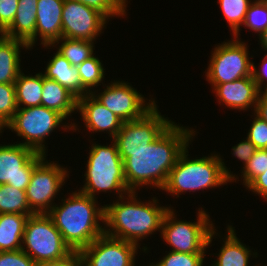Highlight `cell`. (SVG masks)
<instances>
[{
  "instance_id": "1",
  "label": "cell",
  "mask_w": 267,
  "mask_h": 266,
  "mask_svg": "<svg viewBox=\"0 0 267 266\" xmlns=\"http://www.w3.org/2000/svg\"><path fill=\"white\" fill-rule=\"evenodd\" d=\"M180 125L174 121L144 149L118 151L123 160L124 177L130 191L137 192L145 186L148 189L155 187V190H162L180 154L192 144L199 133L194 128Z\"/></svg>"
},
{
  "instance_id": "2",
  "label": "cell",
  "mask_w": 267,
  "mask_h": 266,
  "mask_svg": "<svg viewBox=\"0 0 267 266\" xmlns=\"http://www.w3.org/2000/svg\"><path fill=\"white\" fill-rule=\"evenodd\" d=\"M137 193L131 191L112 204H104V234L141 246L140 241L161 233L164 216L172 206H161L158 197L143 202Z\"/></svg>"
},
{
  "instance_id": "3",
  "label": "cell",
  "mask_w": 267,
  "mask_h": 266,
  "mask_svg": "<svg viewBox=\"0 0 267 266\" xmlns=\"http://www.w3.org/2000/svg\"><path fill=\"white\" fill-rule=\"evenodd\" d=\"M68 194L47 214L71 250L81 251L104 234L105 206L79 190Z\"/></svg>"
},
{
  "instance_id": "4",
  "label": "cell",
  "mask_w": 267,
  "mask_h": 266,
  "mask_svg": "<svg viewBox=\"0 0 267 266\" xmlns=\"http://www.w3.org/2000/svg\"><path fill=\"white\" fill-rule=\"evenodd\" d=\"M189 146L180 154L176 165L168 174L167 181L162 188L169 196L179 198L187 192L215 189L231 183L236 175L225 164L220 153L190 159Z\"/></svg>"
},
{
  "instance_id": "5",
  "label": "cell",
  "mask_w": 267,
  "mask_h": 266,
  "mask_svg": "<svg viewBox=\"0 0 267 266\" xmlns=\"http://www.w3.org/2000/svg\"><path fill=\"white\" fill-rule=\"evenodd\" d=\"M110 144L101 145L90 140L89 156L84 173V185L79 191L98 199L96 194L113 193L117 198L131 192L124 177L123 160L119 155L117 145L110 139ZM93 142V143H91Z\"/></svg>"
},
{
  "instance_id": "6",
  "label": "cell",
  "mask_w": 267,
  "mask_h": 266,
  "mask_svg": "<svg viewBox=\"0 0 267 266\" xmlns=\"http://www.w3.org/2000/svg\"><path fill=\"white\" fill-rule=\"evenodd\" d=\"M198 209L196 210L197 219H194L196 221L193 220V222L179 220L174 207H170L166 212L160 237L171 247V251L187 254H207L208 251L206 250L209 246H212L213 239L221 234L215 229V223L210 218V214L202 207Z\"/></svg>"
},
{
  "instance_id": "7",
  "label": "cell",
  "mask_w": 267,
  "mask_h": 266,
  "mask_svg": "<svg viewBox=\"0 0 267 266\" xmlns=\"http://www.w3.org/2000/svg\"><path fill=\"white\" fill-rule=\"evenodd\" d=\"M64 121H67V123ZM70 122V118L68 122V120L57 111L40 105L17 109L14 117L4 129L11 130V132L23 138V141H17L15 143L29 147L37 153L48 156V146L45 145V141L50 137L52 132L56 131L55 129L58 130L60 127L65 132H69L70 130L73 132L78 130V132H80L78 123Z\"/></svg>"
},
{
  "instance_id": "8",
  "label": "cell",
  "mask_w": 267,
  "mask_h": 266,
  "mask_svg": "<svg viewBox=\"0 0 267 266\" xmlns=\"http://www.w3.org/2000/svg\"><path fill=\"white\" fill-rule=\"evenodd\" d=\"M248 44L232 36L212 48L208 67L205 70L209 84H222L252 76V62Z\"/></svg>"
},
{
  "instance_id": "9",
  "label": "cell",
  "mask_w": 267,
  "mask_h": 266,
  "mask_svg": "<svg viewBox=\"0 0 267 266\" xmlns=\"http://www.w3.org/2000/svg\"><path fill=\"white\" fill-rule=\"evenodd\" d=\"M21 249L37 264L61 259L72 251L47 213L28 217Z\"/></svg>"
},
{
  "instance_id": "10",
  "label": "cell",
  "mask_w": 267,
  "mask_h": 266,
  "mask_svg": "<svg viewBox=\"0 0 267 266\" xmlns=\"http://www.w3.org/2000/svg\"><path fill=\"white\" fill-rule=\"evenodd\" d=\"M46 158L47 156L34 167L30 183L26 188L28 205L35 214L48 213L52 209L55 205L53 201L58 198L56 196L70 175L67 166Z\"/></svg>"
},
{
  "instance_id": "11",
  "label": "cell",
  "mask_w": 267,
  "mask_h": 266,
  "mask_svg": "<svg viewBox=\"0 0 267 266\" xmlns=\"http://www.w3.org/2000/svg\"><path fill=\"white\" fill-rule=\"evenodd\" d=\"M102 86V91L97 89L91 94L123 122L141 118L157 103L152 96L145 99L128 81L111 80Z\"/></svg>"
},
{
  "instance_id": "12",
  "label": "cell",
  "mask_w": 267,
  "mask_h": 266,
  "mask_svg": "<svg viewBox=\"0 0 267 266\" xmlns=\"http://www.w3.org/2000/svg\"><path fill=\"white\" fill-rule=\"evenodd\" d=\"M156 104L144 116L123 122L113 138L118 151L144 149L155 141L174 121L160 113Z\"/></svg>"
},
{
  "instance_id": "13",
  "label": "cell",
  "mask_w": 267,
  "mask_h": 266,
  "mask_svg": "<svg viewBox=\"0 0 267 266\" xmlns=\"http://www.w3.org/2000/svg\"><path fill=\"white\" fill-rule=\"evenodd\" d=\"M45 156L21 144H0V185L9 184L26 191L34 167Z\"/></svg>"
},
{
  "instance_id": "14",
  "label": "cell",
  "mask_w": 267,
  "mask_h": 266,
  "mask_svg": "<svg viewBox=\"0 0 267 266\" xmlns=\"http://www.w3.org/2000/svg\"><path fill=\"white\" fill-rule=\"evenodd\" d=\"M139 249L145 254L149 252L147 245L140 248L135 243L103 234L80 253L85 266H136Z\"/></svg>"
},
{
  "instance_id": "15",
  "label": "cell",
  "mask_w": 267,
  "mask_h": 266,
  "mask_svg": "<svg viewBox=\"0 0 267 266\" xmlns=\"http://www.w3.org/2000/svg\"><path fill=\"white\" fill-rule=\"evenodd\" d=\"M109 21L98 11L75 1H64L62 37L96 42ZM105 28V29H104Z\"/></svg>"
},
{
  "instance_id": "16",
  "label": "cell",
  "mask_w": 267,
  "mask_h": 266,
  "mask_svg": "<svg viewBox=\"0 0 267 266\" xmlns=\"http://www.w3.org/2000/svg\"><path fill=\"white\" fill-rule=\"evenodd\" d=\"M210 86L220 106L225 105L239 112L249 111L250 108H252L251 111H255L260 90L252 76L228 83L210 84Z\"/></svg>"
},
{
  "instance_id": "17",
  "label": "cell",
  "mask_w": 267,
  "mask_h": 266,
  "mask_svg": "<svg viewBox=\"0 0 267 266\" xmlns=\"http://www.w3.org/2000/svg\"><path fill=\"white\" fill-rule=\"evenodd\" d=\"M77 112L88 133L107 132L111 139L121 129L123 121L103 106L91 93L78 98Z\"/></svg>"
},
{
  "instance_id": "18",
  "label": "cell",
  "mask_w": 267,
  "mask_h": 266,
  "mask_svg": "<svg viewBox=\"0 0 267 266\" xmlns=\"http://www.w3.org/2000/svg\"><path fill=\"white\" fill-rule=\"evenodd\" d=\"M63 4L64 0H38L35 44L40 39L42 46L53 45L62 37Z\"/></svg>"
},
{
  "instance_id": "19",
  "label": "cell",
  "mask_w": 267,
  "mask_h": 266,
  "mask_svg": "<svg viewBox=\"0 0 267 266\" xmlns=\"http://www.w3.org/2000/svg\"><path fill=\"white\" fill-rule=\"evenodd\" d=\"M225 231L227 234L223 238H221L222 235L218 236L223 241L219 252L215 254L217 258L208 266H250L251 257L256 259L259 256L257 250L255 252L254 249L253 252L249 246L241 242L242 240L236 236L237 233L233 225L228 224ZM252 264L256 266L254 263Z\"/></svg>"
},
{
  "instance_id": "20",
  "label": "cell",
  "mask_w": 267,
  "mask_h": 266,
  "mask_svg": "<svg viewBox=\"0 0 267 266\" xmlns=\"http://www.w3.org/2000/svg\"><path fill=\"white\" fill-rule=\"evenodd\" d=\"M37 3L38 0H18V8L14 20L4 31L6 37L25 42L30 50L36 46Z\"/></svg>"
},
{
  "instance_id": "21",
  "label": "cell",
  "mask_w": 267,
  "mask_h": 266,
  "mask_svg": "<svg viewBox=\"0 0 267 266\" xmlns=\"http://www.w3.org/2000/svg\"><path fill=\"white\" fill-rule=\"evenodd\" d=\"M52 56L46 63L45 72H42L44 77L55 80L77 98L86 95L88 92L81 85L76 67L72 66L57 50Z\"/></svg>"
},
{
  "instance_id": "22",
  "label": "cell",
  "mask_w": 267,
  "mask_h": 266,
  "mask_svg": "<svg viewBox=\"0 0 267 266\" xmlns=\"http://www.w3.org/2000/svg\"><path fill=\"white\" fill-rule=\"evenodd\" d=\"M78 98L67 88L43 75L41 106L60 113L65 119L77 113Z\"/></svg>"
},
{
  "instance_id": "23",
  "label": "cell",
  "mask_w": 267,
  "mask_h": 266,
  "mask_svg": "<svg viewBox=\"0 0 267 266\" xmlns=\"http://www.w3.org/2000/svg\"><path fill=\"white\" fill-rule=\"evenodd\" d=\"M30 50L20 40L4 37L0 40V84H14L21 69V49Z\"/></svg>"
},
{
  "instance_id": "24",
  "label": "cell",
  "mask_w": 267,
  "mask_h": 266,
  "mask_svg": "<svg viewBox=\"0 0 267 266\" xmlns=\"http://www.w3.org/2000/svg\"><path fill=\"white\" fill-rule=\"evenodd\" d=\"M14 85L18 109L41 105L43 91L42 72H38L34 76L30 73L25 75L22 69Z\"/></svg>"
},
{
  "instance_id": "25",
  "label": "cell",
  "mask_w": 267,
  "mask_h": 266,
  "mask_svg": "<svg viewBox=\"0 0 267 266\" xmlns=\"http://www.w3.org/2000/svg\"><path fill=\"white\" fill-rule=\"evenodd\" d=\"M28 215L0 214V252L21 249Z\"/></svg>"
},
{
  "instance_id": "26",
  "label": "cell",
  "mask_w": 267,
  "mask_h": 266,
  "mask_svg": "<svg viewBox=\"0 0 267 266\" xmlns=\"http://www.w3.org/2000/svg\"><path fill=\"white\" fill-rule=\"evenodd\" d=\"M96 42L61 37L53 45L42 46L44 49H55L65 57L72 66H78L94 54ZM54 47V48H53Z\"/></svg>"
},
{
  "instance_id": "27",
  "label": "cell",
  "mask_w": 267,
  "mask_h": 266,
  "mask_svg": "<svg viewBox=\"0 0 267 266\" xmlns=\"http://www.w3.org/2000/svg\"><path fill=\"white\" fill-rule=\"evenodd\" d=\"M18 213L31 216L35 214L29 207L26 191L9 184L0 185V214Z\"/></svg>"
},
{
  "instance_id": "28",
  "label": "cell",
  "mask_w": 267,
  "mask_h": 266,
  "mask_svg": "<svg viewBox=\"0 0 267 266\" xmlns=\"http://www.w3.org/2000/svg\"><path fill=\"white\" fill-rule=\"evenodd\" d=\"M95 54L76 66L81 85L88 93H92L98 86L105 84L106 69H104L103 61L95 56Z\"/></svg>"
},
{
  "instance_id": "29",
  "label": "cell",
  "mask_w": 267,
  "mask_h": 266,
  "mask_svg": "<svg viewBox=\"0 0 267 266\" xmlns=\"http://www.w3.org/2000/svg\"><path fill=\"white\" fill-rule=\"evenodd\" d=\"M254 0H218L224 19L227 21L232 36L241 39L239 32L245 20L250 4Z\"/></svg>"
},
{
  "instance_id": "30",
  "label": "cell",
  "mask_w": 267,
  "mask_h": 266,
  "mask_svg": "<svg viewBox=\"0 0 267 266\" xmlns=\"http://www.w3.org/2000/svg\"><path fill=\"white\" fill-rule=\"evenodd\" d=\"M75 1L101 13L108 21L110 18L127 16L128 0H64Z\"/></svg>"
},
{
  "instance_id": "31",
  "label": "cell",
  "mask_w": 267,
  "mask_h": 266,
  "mask_svg": "<svg viewBox=\"0 0 267 266\" xmlns=\"http://www.w3.org/2000/svg\"><path fill=\"white\" fill-rule=\"evenodd\" d=\"M267 169V149H256L252 158L247 162L244 168H241L239 176L241 180H239L238 174L233 177L232 182L241 181L246 187L255 177L259 174H262ZM238 179V180H237ZM237 180V181H236Z\"/></svg>"
},
{
  "instance_id": "32",
  "label": "cell",
  "mask_w": 267,
  "mask_h": 266,
  "mask_svg": "<svg viewBox=\"0 0 267 266\" xmlns=\"http://www.w3.org/2000/svg\"><path fill=\"white\" fill-rule=\"evenodd\" d=\"M242 26L258 36L267 29V0H254L250 4Z\"/></svg>"
},
{
  "instance_id": "33",
  "label": "cell",
  "mask_w": 267,
  "mask_h": 266,
  "mask_svg": "<svg viewBox=\"0 0 267 266\" xmlns=\"http://www.w3.org/2000/svg\"><path fill=\"white\" fill-rule=\"evenodd\" d=\"M16 93L14 84H0V132L12 120L16 111Z\"/></svg>"
},
{
  "instance_id": "34",
  "label": "cell",
  "mask_w": 267,
  "mask_h": 266,
  "mask_svg": "<svg viewBox=\"0 0 267 266\" xmlns=\"http://www.w3.org/2000/svg\"><path fill=\"white\" fill-rule=\"evenodd\" d=\"M168 252V253H166ZM166 255L157 262L145 266H204L206 254H187L174 251H165Z\"/></svg>"
},
{
  "instance_id": "35",
  "label": "cell",
  "mask_w": 267,
  "mask_h": 266,
  "mask_svg": "<svg viewBox=\"0 0 267 266\" xmlns=\"http://www.w3.org/2000/svg\"><path fill=\"white\" fill-rule=\"evenodd\" d=\"M250 128L248 129L247 138L256 147V149H267V122L262 120L254 112Z\"/></svg>"
},
{
  "instance_id": "36",
  "label": "cell",
  "mask_w": 267,
  "mask_h": 266,
  "mask_svg": "<svg viewBox=\"0 0 267 266\" xmlns=\"http://www.w3.org/2000/svg\"><path fill=\"white\" fill-rule=\"evenodd\" d=\"M38 264L22 249L0 252V266H37Z\"/></svg>"
},
{
  "instance_id": "37",
  "label": "cell",
  "mask_w": 267,
  "mask_h": 266,
  "mask_svg": "<svg viewBox=\"0 0 267 266\" xmlns=\"http://www.w3.org/2000/svg\"><path fill=\"white\" fill-rule=\"evenodd\" d=\"M18 0H0V27L5 31L13 22Z\"/></svg>"
},
{
  "instance_id": "38",
  "label": "cell",
  "mask_w": 267,
  "mask_h": 266,
  "mask_svg": "<svg viewBox=\"0 0 267 266\" xmlns=\"http://www.w3.org/2000/svg\"><path fill=\"white\" fill-rule=\"evenodd\" d=\"M243 141L239 140L240 142L237 143L232 147V155L233 157L237 158L238 160L242 161L243 167L247 164V162L252 158L256 151V147L250 142V140L245 137L242 139Z\"/></svg>"
},
{
  "instance_id": "39",
  "label": "cell",
  "mask_w": 267,
  "mask_h": 266,
  "mask_svg": "<svg viewBox=\"0 0 267 266\" xmlns=\"http://www.w3.org/2000/svg\"><path fill=\"white\" fill-rule=\"evenodd\" d=\"M37 266H85L80 251L72 250L67 256L51 261H44Z\"/></svg>"
},
{
  "instance_id": "40",
  "label": "cell",
  "mask_w": 267,
  "mask_h": 266,
  "mask_svg": "<svg viewBox=\"0 0 267 266\" xmlns=\"http://www.w3.org/2000/svg\"><path fill=\"white\" fill-rule=\"evenodd\" d=\"M256 66L254 62H252V77L257 84V87L260 91L267 89V57L264 55L262 62Z\"/></svg>"
},
{
  "instance_id": "41",
  "label": "cell",
  "mask_w": 267,
  "mask_h": 266,
  "mask_svg": "<svg viewBox=\"0 0 267 266\" xmlns=\"http://www.w3.org/2000/svg\"><path fill=\"white\" fill-rule=\"evenodd\" d=\"M246 190L259 197L261 196L267 202V169L264 173L255 177L247 186Z\"/></svg>"
},
{
  "instance_id": "42",
  "label": "cell",
  "mask_w": 267,
  "mask_h": 266,
  "mask_svg": "<svg viewBox=\"0 0 267 266\" xmlns=\"http://www.w3.org/2000/svg\"><path fill=\"white\" fill-rule=\"evenodd\" d=\"M254 113L267 122V89L260 91Z\"/></svg>"
},
{
  "instance_id": "43",
  "label": "cell",
  "mask_w": 267,
  "mask_h": 266,
  "mask_svg": "<svg viewBox=\"0 0 267 266\" xmlns=\"http://www.w3.org/2000/svg\"><path fill=\"white\" fill-rule=\"evenodd\" d=\"M259 45H261V50L263 49V51L267 52V29L264 30L259 36Z\"/></svg>"
},
{
  "instance_id": "44",
  "label": "cell",
  "mask_w": 267,
  "mask_h": 266,
  "mask_svg": "<svg viewBox=\"0 0 267 266\" xmlns=\"http://www.w3.org/2000/svg\"><path fill=\"white\" fill-rule=\"evenodd\" d=\"M5 37L4 30L0 27V40Z\"/></svg>"
},
{
  "instance_id": "45",
  "label": "cell",
  "mask_w": 267,
  "mask_h": 266,
  "mask_svg": "<svg viewBox=\"0 0 267 266\" xmlns=\"http://www.w3.org/2000/svg\"><path fill=\"white\" fill-rule=\"evenodd\" d=\"M255 265L256 266H262L261 263H258V264L256 263ZM263 266H267V265H263Z\"/></svg>"
}]
</instances>
